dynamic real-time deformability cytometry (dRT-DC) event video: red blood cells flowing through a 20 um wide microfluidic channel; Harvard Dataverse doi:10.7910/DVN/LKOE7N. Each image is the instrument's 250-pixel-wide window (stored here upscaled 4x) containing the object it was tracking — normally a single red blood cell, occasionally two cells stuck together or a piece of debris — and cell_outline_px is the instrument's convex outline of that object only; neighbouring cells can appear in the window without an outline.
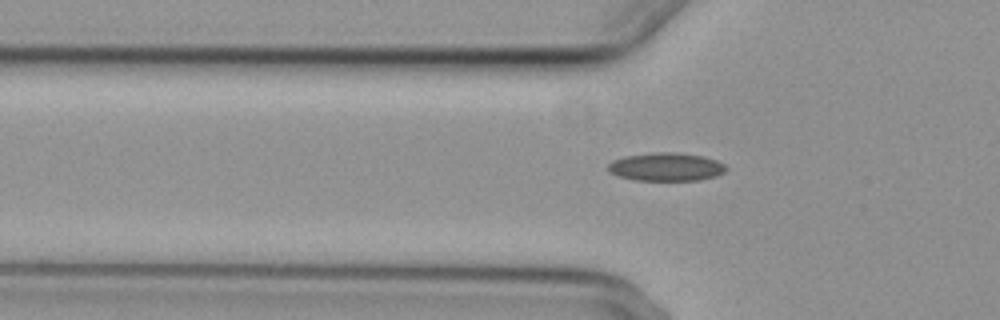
{"species": "common noctule bat (a hibernating species)", "species_latin": "Nyctalus noctula", "temperature_condition": "cold", "stored_images_in_passage": 52, "camera_frame_rate_fps": 3000, "um_per_image_px": 0.085, "animal": {"sex": "female", "body_mass_g": 29.2, "forearm_length_mm": 56.3}, "frame": {"image": 1, "passage_image": 18, "time_ms": 5.667, "image_size_px": [1000, 320], "cell_outline_px": [[728, 168], [724, 172], [716, 176], [700, 180], [636, 180], [620, 176], [608, 172], [608, 164], [612, 160], [624, 156], [652, 152], [676, 152], [704, 156], [716, 160], [724, 164]], "centroid_in_image_um": [56.62, 14.17], "position_along_channel_um": 69.2, "area_um2": 19.54}}
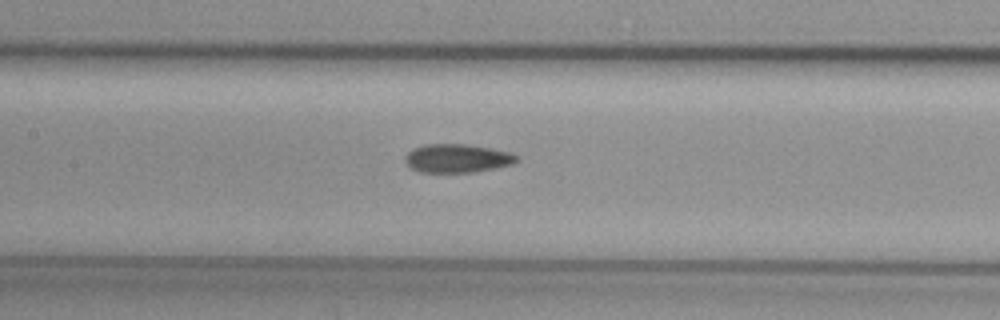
{"frame": {"image": 2, "passage_image": 26, "time_ms": 8.333, "image_size_px": [1000, 320], "cell_outline_px": [[520, 160], [512, 164], [496, 168], [472, 172], [420, 172], [412, 168], [404, 160], [404, 156], [412, 148], [424, 144], [464, 144], [488, 148], [508, 152], [520, 156]], "centroid_in_image_um": [38.86, 13.45], "position_along_channel_um": 168.5, "area_um2": 18.55}}
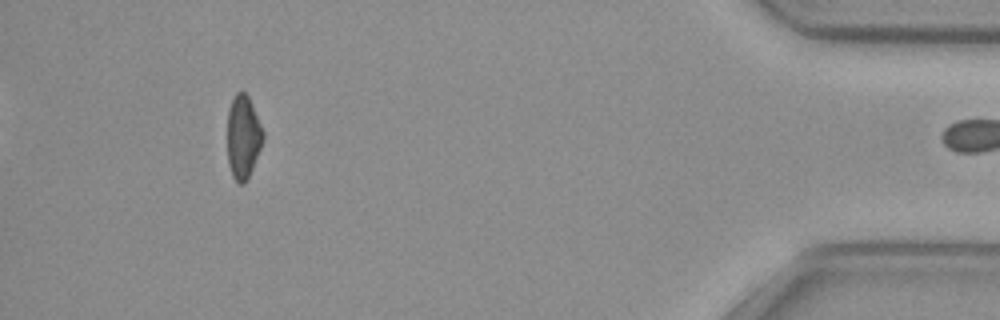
{"frame": {"image": 3, "passage_image": 51, "time_ms": 16.667, "image_size_px": [1000, 320], "cell_outline_px": [[264, 140], [252, 168], [244, 184], [240, 184], [232, 176], [228, 164], [228, 108], [232, 96], [236, 92], [244, 92], [248, 96], [252, 104], [264, 132]], "centroid_in_image_um": [20.66, 11.61], "position_along_channel_um": 414.5, "area_um2": 17.34}}